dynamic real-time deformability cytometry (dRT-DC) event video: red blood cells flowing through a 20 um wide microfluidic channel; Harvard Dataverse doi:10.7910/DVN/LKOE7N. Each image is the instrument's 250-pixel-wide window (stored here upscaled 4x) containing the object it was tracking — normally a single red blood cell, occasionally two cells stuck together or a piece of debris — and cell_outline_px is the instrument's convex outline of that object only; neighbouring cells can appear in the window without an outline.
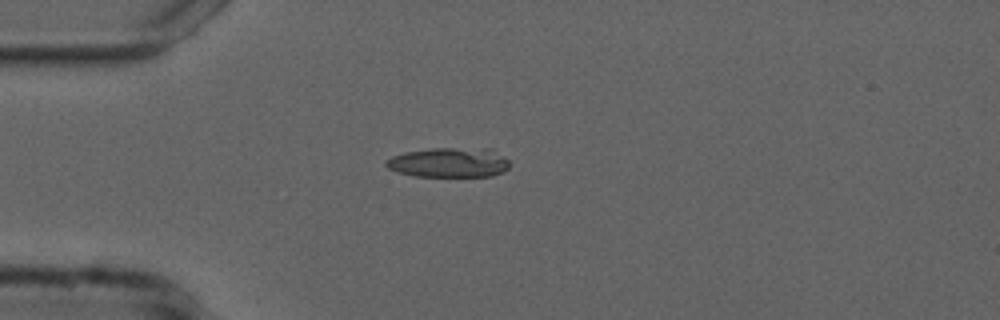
{"species": "common noctule bat (a hibernating species)", "species_latin": "Nyctalus noctula", "temperature_condition": "cold", "stored_images_in_passage": 41, "camera_frame_rate_fps": 3000, "um_per_image_px": 0.085, "animal": {"sex": "male", "forearm_length_mm": 52.5}, "frame": {"image": 1, "passage_image": 1, "time_ms": 0.0, "image_size_px": [1000, 320], "cell_outline_px": [[508, 168], [504, 172], [492, 176], [416, 176], [396, 172], [388, 168], [384, 164], [384, 160], [392, 156], [404, 152], [432, 148], [492, 148], [508, 160]], "centroid_in_image_um": [38.15, 13.8], "position_along_channel_um": 46.8, "area_um2": 21.62}}
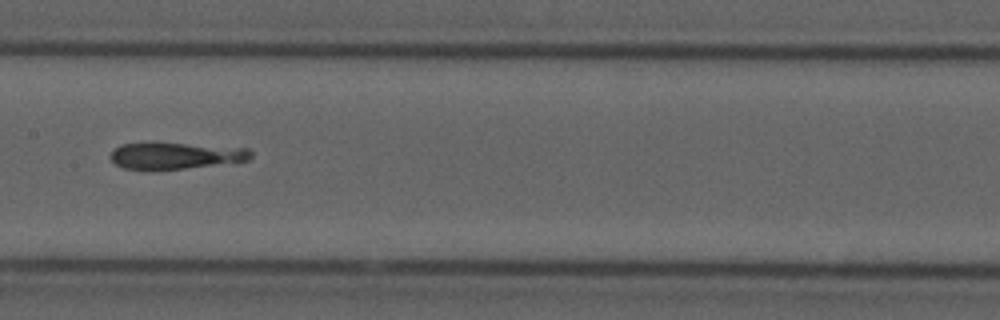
{"frame": {"image": 2, "passage_image": 14, "time_ms": 4.333, "image_size_px": [1000, 320], "cell_outline_px": [[252, 156], [248, 160], [152, 172], [148, 172], [124, 168], [116, 164], [108, 156], [120, 144], [184, 144], [248, 148], [252, 152]], "centroid_in_image_um": [14.85, 13.28], "position_along_channel_um": 192.5, "area_um2": 21.56}}
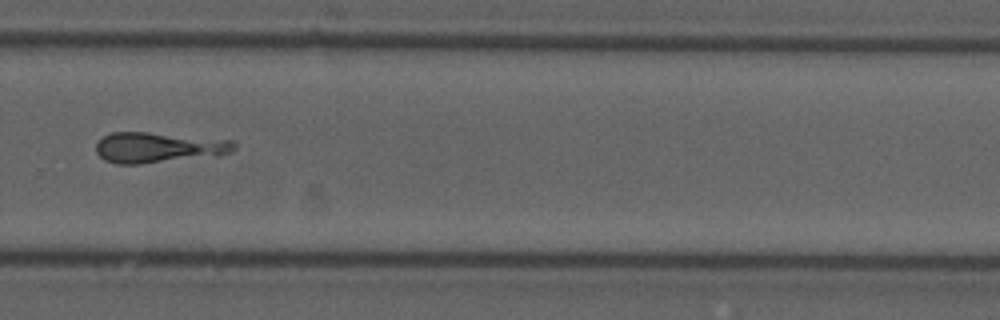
{"frame": {"image": 3, "passage_image": 24, "time_ms": 7.667, "image_size_px": [1000, 320], "cell_outline_px": [[236, 148], [232, 152], [216, 156], [140, 164], [116, 164], [104, 160], [96, 152], [96, 144], [104, 136], [112, 132], [148, 132], [236, 140]], "centroid_in_image_um": [13.51, 12.54], "position_along_channel_um": 316.3, "area_um2": 24.85}}